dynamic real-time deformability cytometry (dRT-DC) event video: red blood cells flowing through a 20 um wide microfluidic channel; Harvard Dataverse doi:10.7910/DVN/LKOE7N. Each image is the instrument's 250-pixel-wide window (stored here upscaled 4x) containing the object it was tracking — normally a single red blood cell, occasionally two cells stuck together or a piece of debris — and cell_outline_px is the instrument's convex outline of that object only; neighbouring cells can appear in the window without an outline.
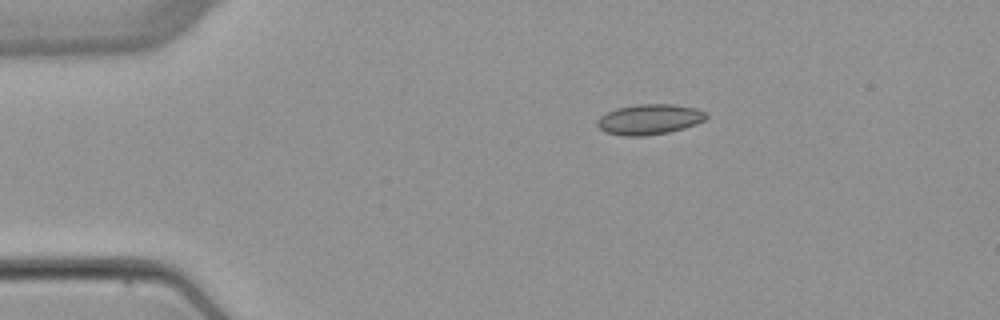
{"species": "common noctule bat (a hibernating species)", "species_latin": "Nyctalus noctula", "temperature_condition": "warm", "stored_images_in_passage": 5, "camera_frame_rate_fps": 3000, "um_per_image_px": 0.085, "animal": {"sex": "female", "body_mass_g": 22.7, "forearm_length_mm": 54.2}, "frame": {"image": 1, "passage_image": 3, "time_ms": 2.333, "image_size_px": [1000, 320], "cell_outline_px": [[708, 116], [704, 120], [696, 124], [684, 128], [668, 132], [644, 136], [624, 136], [604, 132], [596, 124], [596, 120], [600, 116], [616, 108], [636, 104], [672, 104], [696, 108], [708, 112]], "centroid_in_image_um": [55.2, 10.14], "position_along_channel_um": 29.8, "area_um2": 19.42}}
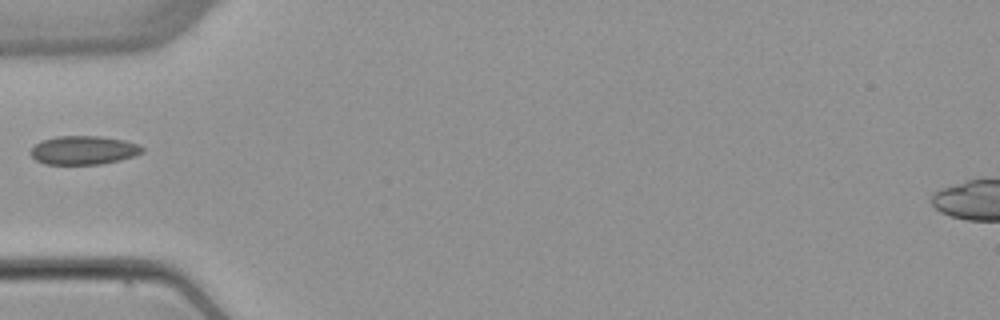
{"frame": {"image": 2, "passage_image": 5, "time_ms": 5.0, "image_size_px": [1000, 320], "cell_outline_px": [[144, 152], [136, 156], [120, 160], [100, 164], [44, 164], [36, 160], [28, 152], [40, 140], [56, 136], [100, 136], [124, 140], [140, 144], [144, 148]], "centroid_in_image_um": [7.12, 12.76], "position_along_channel_um": 77.9, "area_um2": 18.9}}